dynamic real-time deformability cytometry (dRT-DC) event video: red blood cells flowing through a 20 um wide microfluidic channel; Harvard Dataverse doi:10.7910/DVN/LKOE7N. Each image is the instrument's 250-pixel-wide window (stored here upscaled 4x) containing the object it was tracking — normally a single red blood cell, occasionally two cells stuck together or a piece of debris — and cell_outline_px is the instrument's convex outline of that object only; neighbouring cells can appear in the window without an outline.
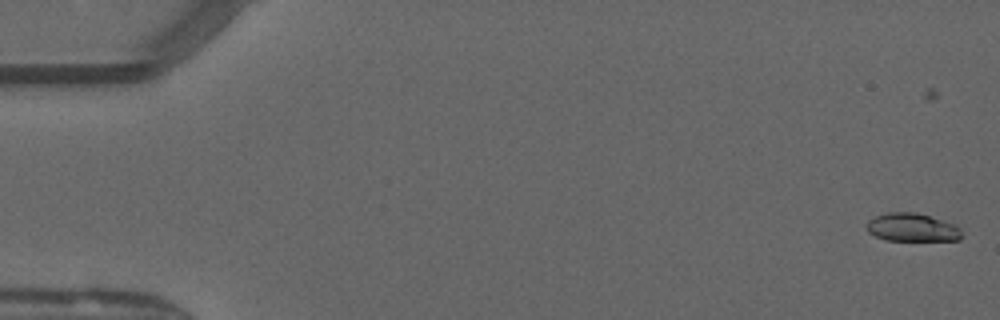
{"species": "common noctule bat (a hibernating species)", "species_latin": "Nyctalus noctula", "temperature_condition": "warm", "stored_images_in_passage": 41, "camera_frame_rate_fps": 3000, "um_per_image_px": 0.085, "animal": {"sex": "male", "forearm_length_mm": 52.5}, "frame": {"image": 1, "passage_image": 3, "time_ms": 0.667, "image_size_px": [1000, 320], "cell_outline_px": [[960, 240], [884, 240], [868, 232], [864, 224], [868, 220], [876, 216], [888, 212], [916, 212], [956, 224], [960, 228]], "centroid_in_image_um": [77.49, 19.32], "position_along_channel_um": 7.5, "area_um2": 15.66}}
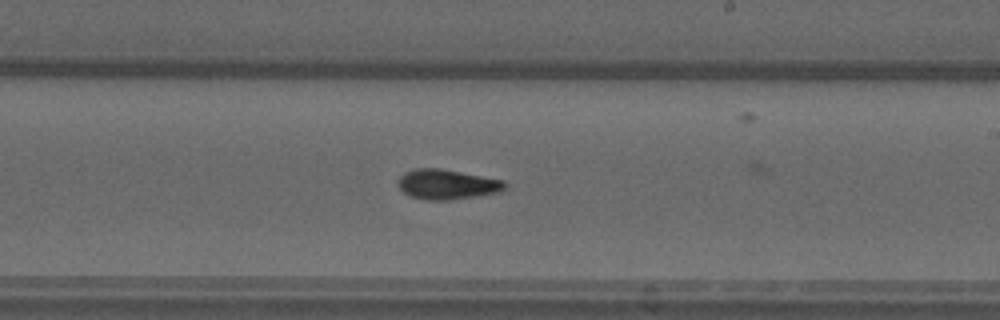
{"frame": {"image": 2, "passage_image": 32, "time_ms": 10.333, "image_size_px": [1000, 320], "cell_outline_px": [[508, 184], [500, 192], [452, 200], [428, 200], [412, 196], [404, 192], [396, 184], [396, 180], [404, 172], [416, 168], [440, 168], [504, 180]], "centroid_in_image_um": [37.98, 15.66], "position_along_channel_um": 251.0, "area_um2": 18.73}}
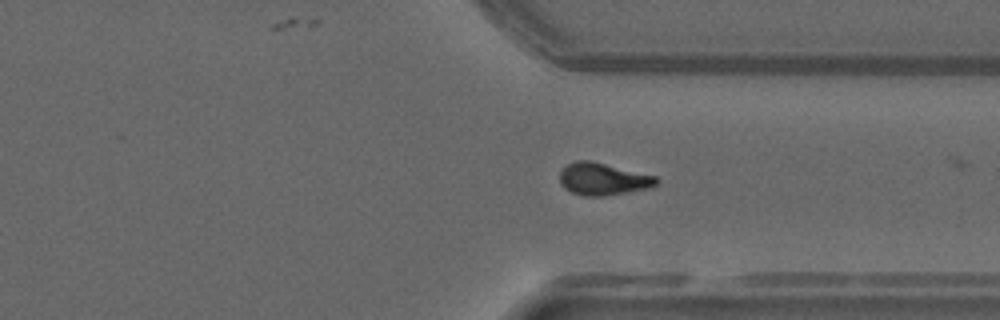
{"frame": {"image": 3, "passage_image": 40, "time_ms": 13.0, "image_size_px": [1000, 320], "cell_outline_px": [[660, 180], [656, 184], [648, 188], [604, 196], [584, 196], [572, 192], [564, 188], [560, 184], [560, 168], [576, 160], [588, 160], [656, 176]], "centroid_in_image_um": [51.21, 15.22], "position_along_channel_um": 360.2, "area_um2": 18.03}}